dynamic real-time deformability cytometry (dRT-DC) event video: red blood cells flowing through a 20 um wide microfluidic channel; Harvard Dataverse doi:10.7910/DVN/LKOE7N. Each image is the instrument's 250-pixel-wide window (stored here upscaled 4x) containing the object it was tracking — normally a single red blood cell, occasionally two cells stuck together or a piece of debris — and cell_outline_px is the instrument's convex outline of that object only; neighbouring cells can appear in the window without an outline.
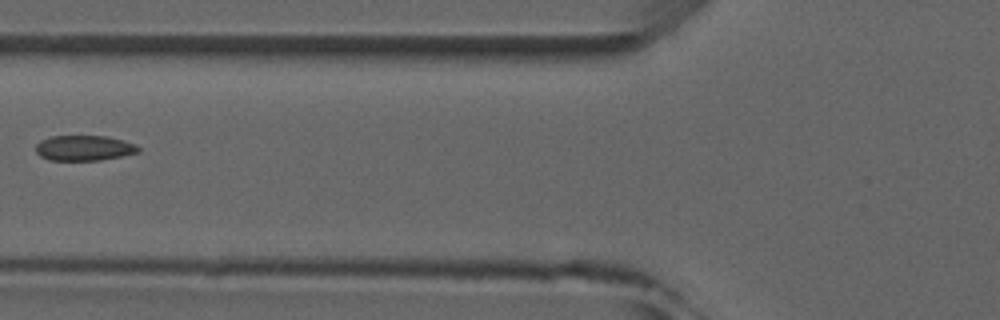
{"species": "common noctule bat (a hibernating species)", "species_latin": "Nyctalus noctula", "temperature_condition": "room temperature", "stored_images_in_passage": 7, "camera_frame_rate_fps": 3000, "um_per_image_px": 0.085, "animal": {"sex": "male", "forearm_length_mm": 52.5}, "frame": {"image": 1, "passage_image": 5, "time_ms": 5.667, "image_size_px": [1000, 320], "cell_outline_px": [[140, 152], [100, 160], [48, 160], [40, 156], [36, 152], [36, 144], [40, 140], [52, 136], [108, 136], [136, 144], [140, 148]], "centroid_in_image_um": [7.14, 12.58], "position_along_channel_um": 118.7, "area_um2": 15.14}}
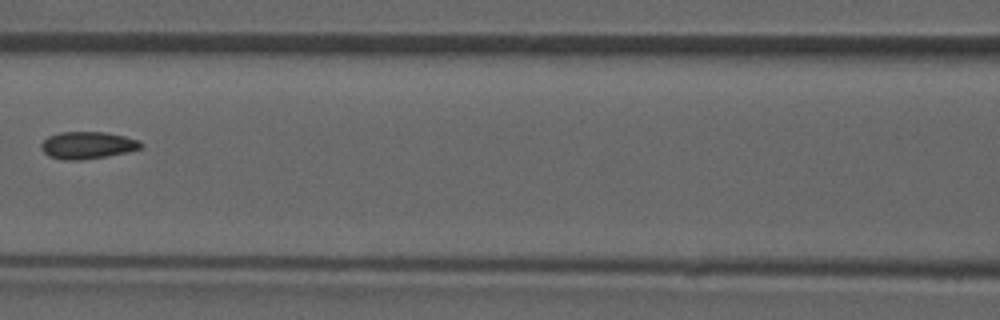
{"frame": {"image": 2, "passage_image": 6, "time_ms": 6.667, "image_size_px": [1000, 320], "cell_outline_px": [[144, 144], [140, 148], [128, 152], [108, 156], [80, 160], [64, 160], [48, 156], [40, 148], [40, 144], [48, 136], [60, 132], [104, 132], [124, 136], [140, 140]], "centroid_in_image_um": [7.43, 12.35], "position_along_channel_um": 159.2, "area_um2": 15.9}}